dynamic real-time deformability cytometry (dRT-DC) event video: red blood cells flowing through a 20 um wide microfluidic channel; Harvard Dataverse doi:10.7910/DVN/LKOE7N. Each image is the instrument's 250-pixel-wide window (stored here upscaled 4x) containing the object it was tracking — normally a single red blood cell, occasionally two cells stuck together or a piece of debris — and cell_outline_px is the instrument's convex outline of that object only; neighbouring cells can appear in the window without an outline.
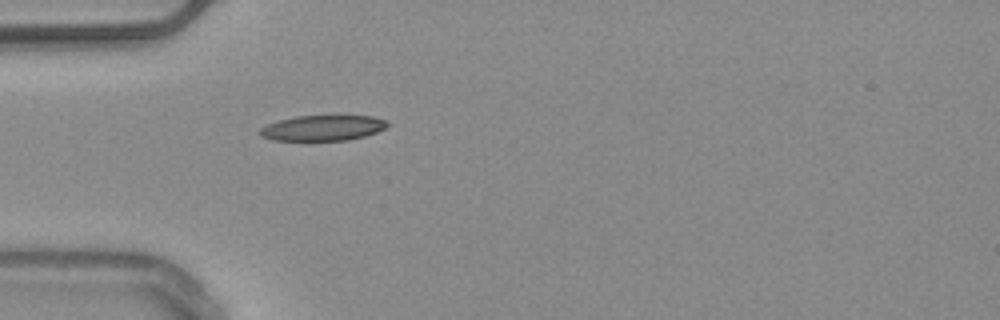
{"species": "common noctule bat (a hibernating species)", "species_latin": "Nyctalus noctula", "temperature_condition": "warm", "stored_images_in_passage": 1, "camera_frame_rate_fps": 3000, "um_per_image_px": 0.085, "animal": {"sex": "male", "body_mass_g": 20.4}, "frame": {"image": 1, "passage_image": 1, "time_ms": 0.0, "image_size_px": [1000, 320], "cell_outline_px": [[388, 124], [384, 128], [376, 132], [364, 136], [348, 140], [272, 140], [260, 136], [256, 132], [260, 128], [268, 124], [280, 120], [296, 116], [372, 116], [384, 120]], "centroid_in_image_um": [27.37, 10.88], "position_along_channel_um": 57.6, "area_um2": 18.73}}